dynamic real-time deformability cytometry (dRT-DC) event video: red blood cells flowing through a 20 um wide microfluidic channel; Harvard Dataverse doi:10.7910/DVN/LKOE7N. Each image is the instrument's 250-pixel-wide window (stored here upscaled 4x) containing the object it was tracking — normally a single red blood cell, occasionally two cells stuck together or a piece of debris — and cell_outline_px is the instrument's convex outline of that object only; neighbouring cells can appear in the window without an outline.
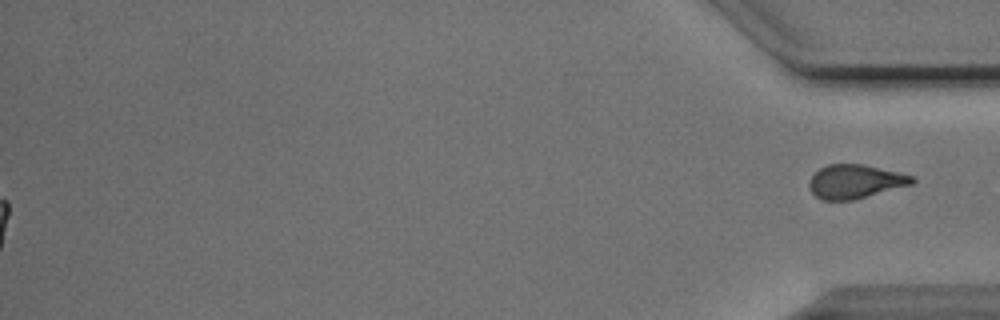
{"species": "Egyptian fruit bat (a non-hibernating species)", "species_latin": "Rousettus aegyptiacus", "temperature_condition": "cold", "stored_images_in_passage": 46, "segment_of_instrument_passage": [2, 2], "camera_frame_rate_fps": 3000, "um_per_image_px": 0.085, "animal": {"sex": "male"}, "frame": {"image": 1, "passage_image": 46, "time_ms": 15.0, "image_size_px": [1000, 320], "cell_outline_px": [[916, 180], [912, 184], [856, 200], [824, 200], [816, 196], [812, 192], [808, 184], [808, 180], [820, 168], [828, 164], [864, 164], [916, 176]], "centroid_in_image_um": [72.72, 15.43], "position_along_channel_um": 362.5, "area_um2": 20.46}}